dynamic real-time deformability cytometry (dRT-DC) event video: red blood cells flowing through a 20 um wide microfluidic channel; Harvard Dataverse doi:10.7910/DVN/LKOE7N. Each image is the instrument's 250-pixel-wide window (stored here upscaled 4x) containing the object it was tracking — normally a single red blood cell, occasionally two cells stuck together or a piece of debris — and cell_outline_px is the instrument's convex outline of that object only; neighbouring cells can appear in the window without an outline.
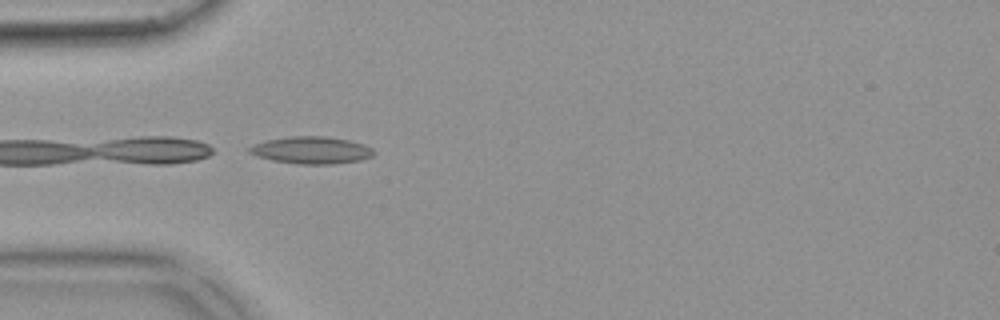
{"species": "common noctule bat (a hibernating species)", "species_latin": "Nyctalus noctula", "temperature_condition": "warm", "stored_images_in_passage": 4, "camera_frame_rate_fps": 3000, "um_per_image_px": 0.085, "animal": {"sex": "female", "body_mass_g": 18.4}, "frame": {"image": 1, "passage_image": 1, "time_ms": 0.0, "image_size_px": [1000, 320], "cell_outline_px": [[376, 152], [372, 156], [360, 160], [332, 164], [300, 164], [272, 160], [256, 156], [248, 152], [248, 148], [252, 144], [268, 140], [288, 136], [324, 136], [348, 140], [364, 144], [372, 148]], "centroid_in_image_um": [26.46, 12.76], "position_along_channel_um": 58.5, "area_um2": 19.71}}